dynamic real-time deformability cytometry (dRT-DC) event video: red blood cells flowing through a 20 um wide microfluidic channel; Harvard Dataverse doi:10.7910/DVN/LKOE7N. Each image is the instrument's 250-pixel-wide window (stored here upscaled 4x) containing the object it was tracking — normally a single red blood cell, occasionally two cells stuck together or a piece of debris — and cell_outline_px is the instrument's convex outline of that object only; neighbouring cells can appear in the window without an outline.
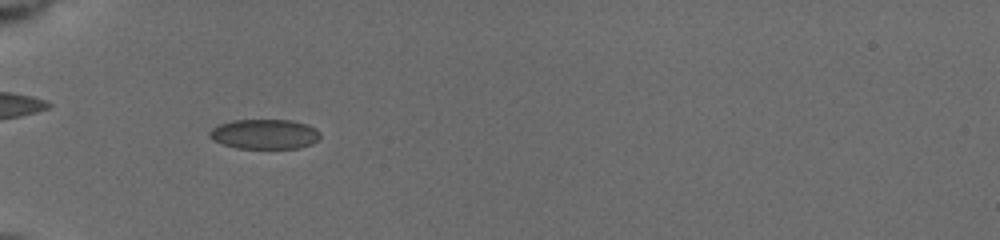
{"species": "common noctule bat (a hibernating species)", "species_latin": "Nyctalus noctula", "temperature_condition": "cold", "stored_images_in_passage": 12, "camera_frame_rate_fps": 3000, "um_per_image_px": 0.085, "animal": {"sex": "female", "body_mass_g": 19.5, "forearm_length_mm": 54.1}, "frame": {"image": 1, "passage_image": 10, "time_ms": 5.333, "image_size_px": [1000, 240], "cell_outline_px": [[320, 140], [312, 144], [300, 148], [236, 148], [212, 140], [208, 136], [208, 132], [212, 128], [220, 124], [232, 120], [292, 120], [308, 124], [316, 128], [320, 132]], "centroid_in_image_um": [22.52, 11.4], "position_along_channel_um": 62.5, "area_um2": 19.48}}